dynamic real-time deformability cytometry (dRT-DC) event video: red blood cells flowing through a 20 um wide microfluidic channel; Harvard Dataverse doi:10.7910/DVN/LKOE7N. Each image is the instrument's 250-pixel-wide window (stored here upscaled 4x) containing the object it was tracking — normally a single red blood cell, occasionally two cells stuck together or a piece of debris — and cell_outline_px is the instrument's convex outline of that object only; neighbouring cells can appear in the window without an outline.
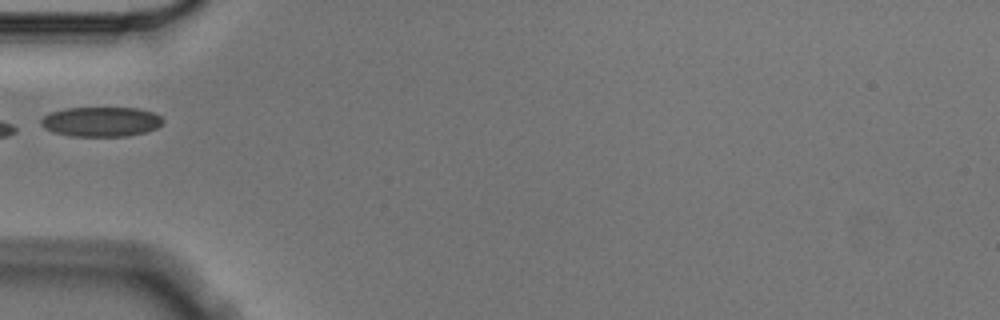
{"species": "Egyptian fruit bat (a non-hibernating species)", "species_latin": "Rousettus aegyptiacus", "temperature_condition": "cold", "stored_images_in_passage": 8, "camera_frame_rate_fps": 3000, "um_per_image_px": 0.085, "animal": {"sex": "male"}, "frame": {"image": 1, "passage_image": 5, "time_ms": 1.333, "image_size_px": [1000, 320], "cell_outline_px": [[164, 120], [156, 128], [148, 132], [128, 136], [72, 136], [52, 132], [44, 128], [40, 124], [40, 120], [44, 116], [52, 112], [64, 108], [140, 108], [152, 112], [160, 116]], "centroid_in_image_um": [8.59, 10.35], "position_along_channel_um": 76.4, "area_um2": 21.21}}
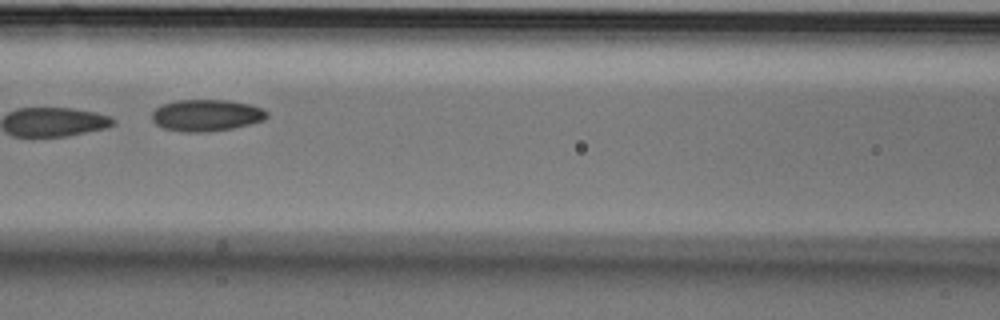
{"frame": {"image": 2, "passage_image": 7, "time_ms": 2.0, "image_size_px": [1000, 320], "cell_outline_px": [[268, 116], [264, 120], [232, 128], [204, 132], [184, 132], [164, 128], [156, 124], [152, 120], [152, 112], [156, 108], [164, 104], [176, 100], [228, 100], [248, 104], [264, 108], [268, 112]], "centroid_in_image_um": [17.55, 9.79], "position_along_channel_um": 149.1, "area_um2": 21.15}}
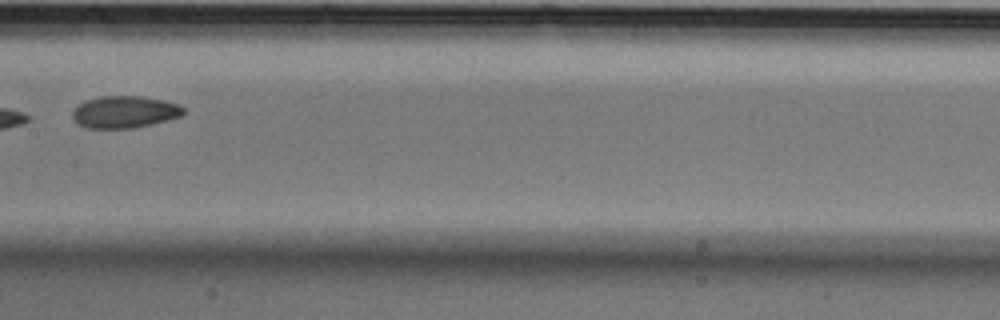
{"frame": {"image": 3, "passage_image": 8, "time_ms": 2.333, "image_size_px": [1000, 320], "cell_outline_px": [[184, 112], [180, 116], [168, 120], [136, 128], [84, 128], [76, 124], [72, 116], [72, 112], [84, 100], [100, 96], [140, 96], [164, 100], [180, 104], [184, 108]], "centroid_in_image_um": [10.58, 9.52], "position_along_channel_um": 196.8, "area_um2": 20.92}}